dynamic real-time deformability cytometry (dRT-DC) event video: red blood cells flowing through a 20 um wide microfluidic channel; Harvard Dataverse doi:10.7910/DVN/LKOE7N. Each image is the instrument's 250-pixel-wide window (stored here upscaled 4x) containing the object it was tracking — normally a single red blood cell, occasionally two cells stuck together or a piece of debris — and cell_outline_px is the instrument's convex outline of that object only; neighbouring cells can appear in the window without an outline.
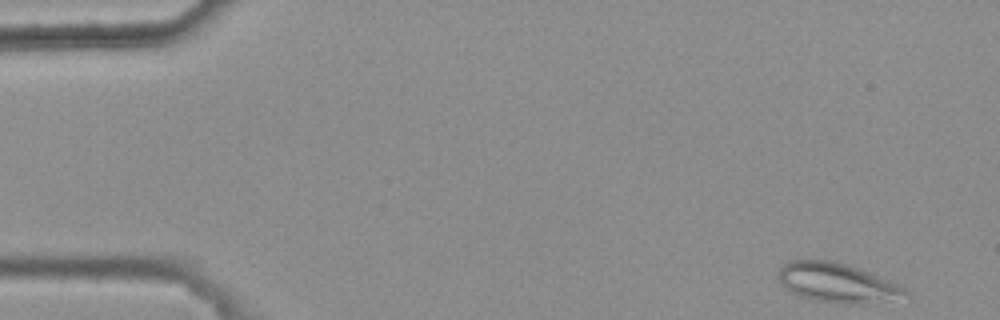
{"species": "common noctule bat (a hibernating species)", "species_latin": "Nyctalus noctula", "temperature_condition": "warm", "stored_images_in_passage": 7, "camera_frame_rate_fps": 3000, "um_per_image_px": 0.085, "animal": {"sex": "female", "body_mass_g": 25.1}, "frame": {"image": 1, "passage_image": 1, "time_ms": 0.0, "image_size_px": [1000, 320], "cell_outline_px": [[912, 300], [860, 304], [844, 304], [816, 300], [800, 296], [784, 288], [780, 284], [776, 276], [776, 272], [784, 264], [792, 260], [832, 260], [848, 264], [868, 272], [896, 284], [904, 288], [908, 292]], "centroid_in_image_um": [71.21, 24.06], "position_along_channel_um": 13.8, "area_um2": 29.77}}
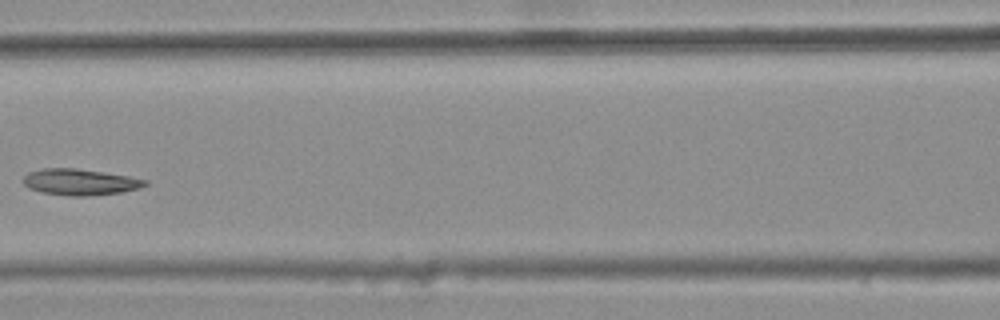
{"frame": {"image": 2, "passage_image": 6, "time_ms": 1.667, "image_size_px": [1000, 320], "cell_outline_px": [[148, 184], [140, 188], [120, 192], [88, 196], [68, 196], [40, 192], [28, 188], [20, 180], [28, 172], [40, 168], [76, 168], [104, 172], [128, 176], [148, 180]], "centroid_in_image_um": [6.75, 15.47], "position_along_channel_um": 159.8, "area_um2": 18.84}}
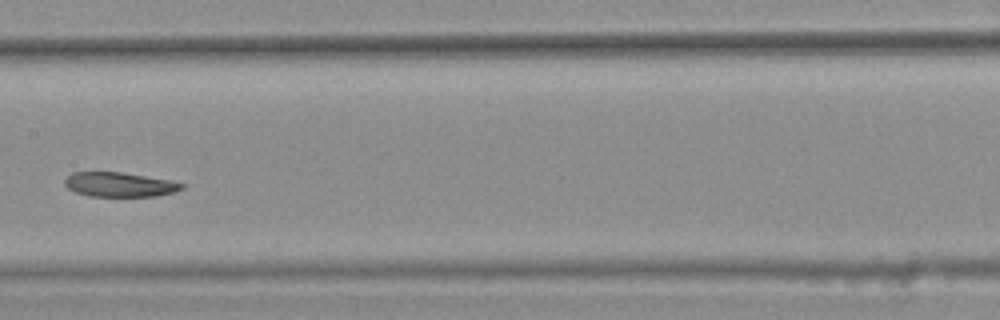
{"frame": {"image": 3, "passage_image": 7, "time_ms": 2.0, "image_size_px": [1000, 320], "cell_outline_px": [[184, 188], [172, 192], [156, 196], [88, 196], [76, 192], [68, 188], [64, 184], [64, 180], [72, 172], [120, 172], [172, 180], [184, 184]], "centroid_in_image_um": [10.15, 15.68], "position_along_channel_um": 197.2, "area_um2": 16.65}}